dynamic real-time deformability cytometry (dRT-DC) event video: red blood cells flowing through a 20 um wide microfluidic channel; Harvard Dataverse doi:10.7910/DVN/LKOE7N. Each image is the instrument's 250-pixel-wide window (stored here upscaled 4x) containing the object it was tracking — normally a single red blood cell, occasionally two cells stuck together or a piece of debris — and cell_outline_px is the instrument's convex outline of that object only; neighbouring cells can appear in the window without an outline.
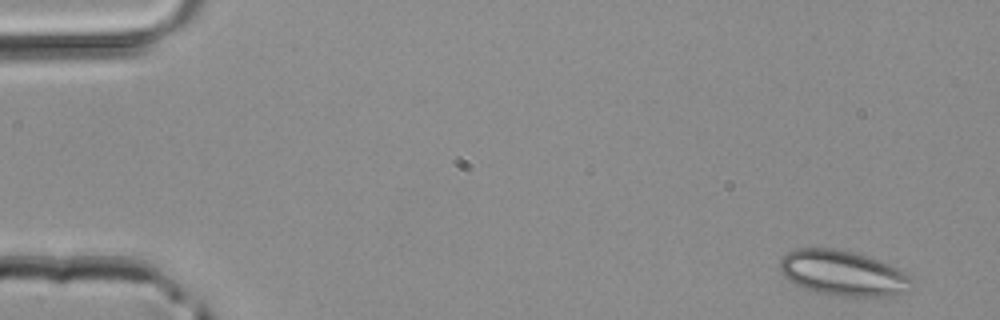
{"species": "common noctule bat (a hibernating species)", "species_latin": "Nyctalus noctula", "temperature_condition": "room temperature", "stored_images_in_passage": 38, "camera_frame_rate_fps": 3000, "um_per_image_px": 0.085, "animal": {"sex": "male", "body_mass_g": 20.4}, "frame": {"image": 1, "passage_image": 1, "time_ms": 0.0, "image_size_px": [1000, 320], "cell_outline_px": [[916, 280], [908, 292], [892, 296], [844, 296], [816, 292], [800, 288], [788, 280], [780, 272], [780, 260], [788, 252], [796, 248], [836, 248], [868, 256], [888, 264], [904, 272]], "centroid_in_image_um": [71.67, 23.23], "position_along_channel_um": 13.3, "area_um2": 35.08}}
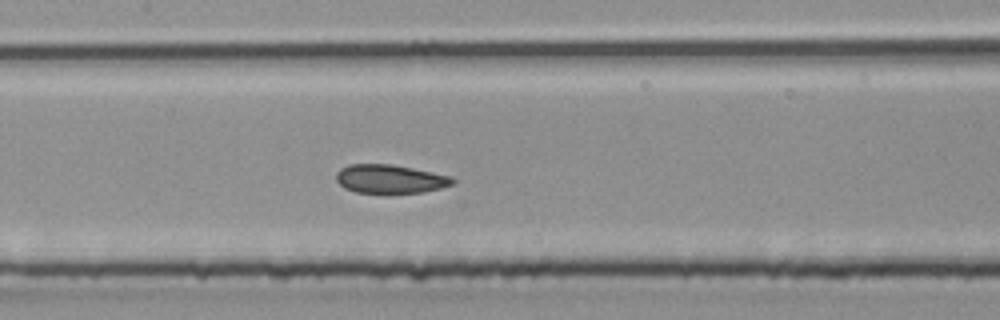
{"frame": {"image": 2, "passage_image": 20, "time_ms": 6.333, "image_size_px": [1000, 320], "cell_outline_px": [[456, 180], [452, 184], [440, 188], [424, 192], [392, 196], [384, 196], [356, 192], [344, 188], [336, 180], [336, 172], [340, 168], [348, 164], [392, 164], [452, 176]], "centroid_in_image_um": [33.14, 15.26], "position_along_channel_um": 174.3, "area_um2": 20.4}}
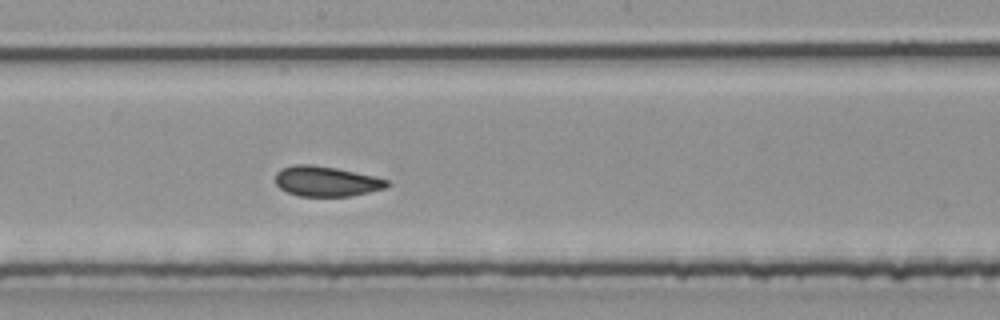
{"frame": {"image": 3, "passage_image": 23, "time_ms": 7.333, "image_size_px": [1000, 320], "cell_outline_px": [[392, 184], [384, 188], [368, 192], [348, 196], [300, 196], [288, 192], [280, 188], [276, 184], [276, 172], [280, 168], [296, 164], [312, 164], [336, 168], [372, 176], [388, 180]], "centroid_in_image_um": [27.7, 15.4], "position_along_channel_um": 220.5, "area_um2": 19.48}}